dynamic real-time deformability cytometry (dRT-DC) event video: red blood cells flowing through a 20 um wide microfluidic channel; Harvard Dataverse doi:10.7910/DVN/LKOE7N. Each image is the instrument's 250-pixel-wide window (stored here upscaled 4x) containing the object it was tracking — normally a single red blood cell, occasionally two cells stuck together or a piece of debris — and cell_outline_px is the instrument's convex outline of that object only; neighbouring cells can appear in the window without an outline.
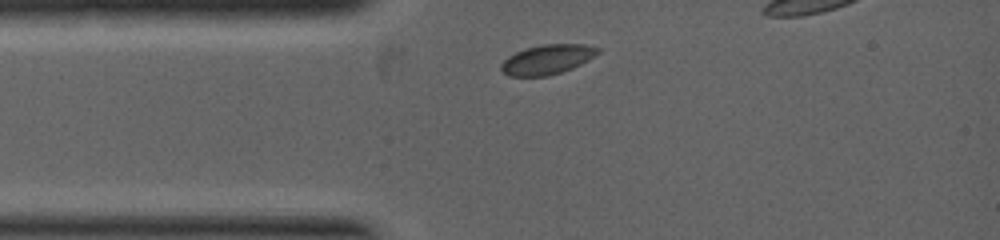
{"species": "common noctule bat (a hibernating species)", "species_latin": "Nyctalus noctula", "temperature_condition": "warm", "stored_images_in_passage": 3, "segment_of_instrument_passage": [1, 2], "camera_frame_rate_fps": 5000, "um_per_image_px": 0.085, "animal": {"sex": "female", "body_mass_g": 19.0, "forearm_length_mm": 53.3}, "frame": {"image": 1, "passage_image": 1, "time_ms": 0.0, "image_size_px": [1000, 240], "cell_outline_px": [[600, 52], [588, 60], [572, 68], [548, 76], [508, 76], [500, 68], [500, 64], [508, 56], [516, 52], [528, 48], [544, 44], [584, 44], [600, 48]], "centroid_in_image_um": [46.52, 5.05], "position_along_channel_um": 38.5, "area_um2": 16.59}}